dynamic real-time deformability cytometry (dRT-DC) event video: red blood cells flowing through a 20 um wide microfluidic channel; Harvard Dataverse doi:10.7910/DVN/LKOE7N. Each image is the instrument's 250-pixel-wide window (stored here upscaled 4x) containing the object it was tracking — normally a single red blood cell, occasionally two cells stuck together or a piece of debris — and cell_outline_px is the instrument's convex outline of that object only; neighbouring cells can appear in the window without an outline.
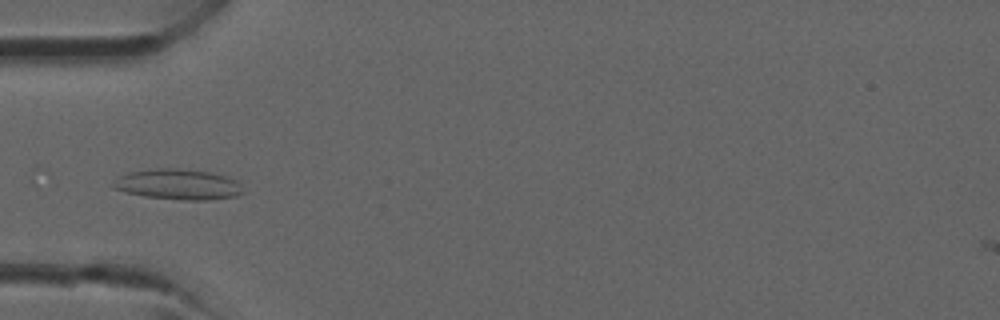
{"species": "common noctule bat (a hibernating species)", "species_latin": "Nyctalus noctula", "temperature_condition": "room temperature", "stored_images_in_passage": 27, "camera_frame_rate_fps": 3000, "um_per_image_px": 0.085, "animal": {"sex": "male", "forearm_length_mm": 52.5}, "frame": {"image": 1, "passage_image": 5, "time_ms": 1.333, "image_size_px": [1000, 320], "cell_outline_px": [[244, 192], [236, 196], [208, 200], [184, 200], [144, 196], [124, 192], [112, 188], [108, 184], [116, 176], [128, 172], [156, 168], [176, 168], [212, 172], [236, 180], [240, 184]], "centroid_in_image_um": [15.06, 15.67], "position_along_channel_um": 69.9, "area_um2": 23.47}}
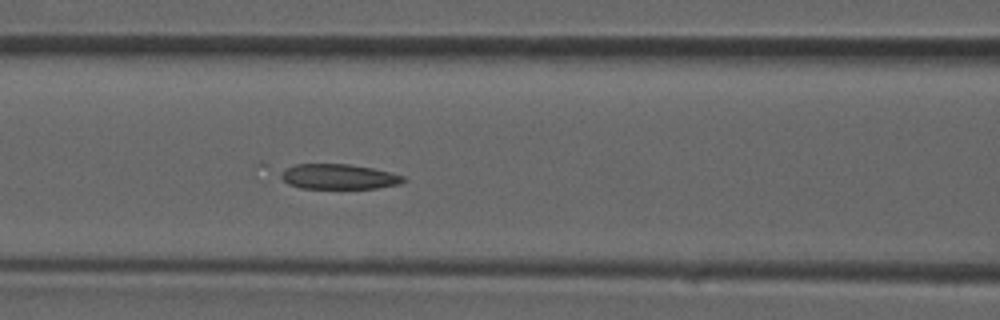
{"frame": {"image": 2, "passage_image": 9, "time_ms": 2.667, "image_size_px": [1000, 320], "cell_outline_px": [[408, 180], [400, 184], [376, 188], [300, 188], [288, 184], [280, 176], [280, 172], [284, 168], [296, 164], [348, 164], [372, 168], [392, 172], [404, 176]], "centroid_in_image_um": [28.8, 15.01], "position_along_channel_um": 137.8, "area_um2": 18.03}}
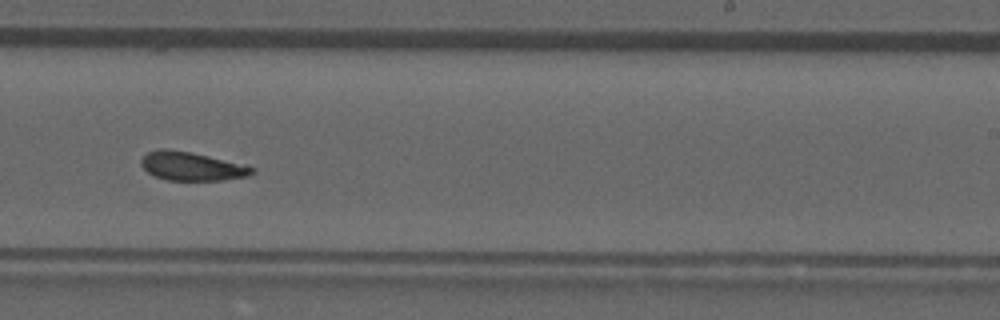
{"frame": {"image": 3, "passage_image": 17, "time_ms": 5.333, "image_size_px": [1000, 320], "cell_outline_px": [[256, 172], [248, 176], [224, 180], [168, 180], [156, 176], [148, 172], [140, 164], [140, 160], [148, 152], [160, 148], [168, 148], [192, 152], [244, 164], [256, 168]], "centroid_in_image_um": [16.32, 14.12], "position_along_channel_um": 272.7, "area_um2": 18.61}}